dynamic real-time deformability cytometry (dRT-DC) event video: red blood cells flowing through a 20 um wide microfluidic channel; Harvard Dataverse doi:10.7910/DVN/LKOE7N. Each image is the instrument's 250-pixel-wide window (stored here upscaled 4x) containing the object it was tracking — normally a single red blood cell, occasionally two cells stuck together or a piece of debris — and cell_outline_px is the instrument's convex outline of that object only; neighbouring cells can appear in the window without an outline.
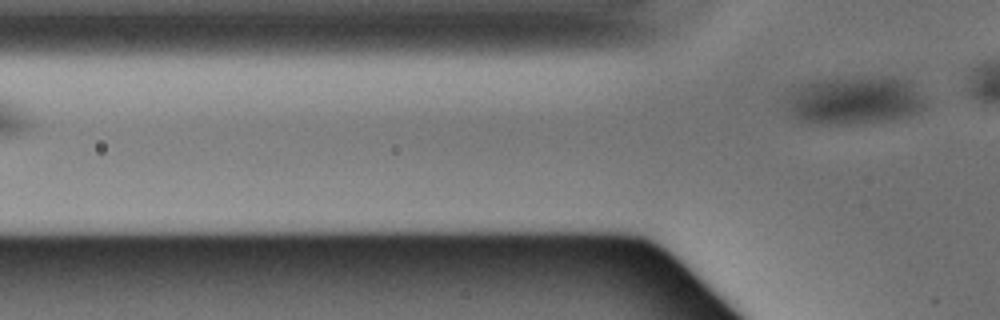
{"species": "Egyptian fruit bat (a non-hibernating species)", "species_latin": "Rousettus aegyptiacus", "temperature_condition": "warm", "stored_images_in_passage": 3, "camera_frame_rate_fps": 3000, "um_per_image_px": 0.085, "animal": {"sex": "male"}, "frame": {"image": 1, "passage_image": 3, "time_ms": 0.667, "image_size_px": [1000, 320], "cell_outline_px": [[928, 104], [924, 108], [912, 116], [892, 120], [848, 124], [812, 124], [784, 112], [784, 104], [788, 96], [800, 84], [812, 80], [860, 76], [908, 80], [928, 100]], "centroid_in_image_um": [72.62, 8.54], "position_along_channel_um": 53.2, "area_um2": 39.82}}